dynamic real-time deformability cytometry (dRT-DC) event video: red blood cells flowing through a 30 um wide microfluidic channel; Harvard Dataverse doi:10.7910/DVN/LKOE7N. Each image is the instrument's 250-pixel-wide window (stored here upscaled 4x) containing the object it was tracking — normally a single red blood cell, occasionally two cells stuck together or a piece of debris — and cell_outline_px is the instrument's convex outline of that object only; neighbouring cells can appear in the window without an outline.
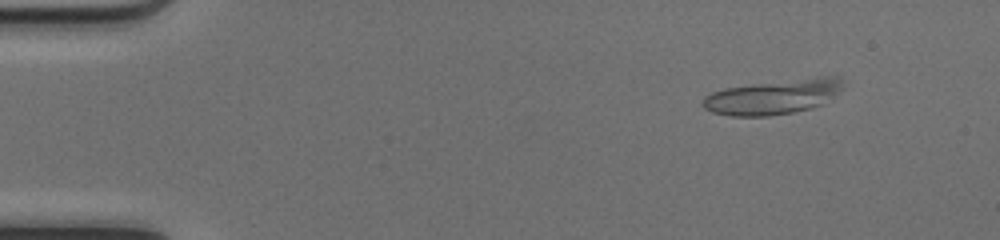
{"species": "common noctule bat (a hibernating species)", "species_latin": "Nyctalus noctula", "temperature_condition": "cold", "stored_images_in_passage": 50, "camera_frame_rate_fps": 3000, "um_per_image_px": 0.085, "animal": {"sex": "female", "body_mass_g": 17.0, "forearm_length_mm": 48.0}, "frame": {"image": 1, "passage_image": 7, "time_ms": 2.0, "image_size_px": [1000, 240], "cell_outline_px": [[840, 88], [836, 92], [820, 104], [812, 108], [792, 112], [768, 116], [732, 116], [712, 112], [704, 108], [700, 104], [704, 96], [712, 92], [724, 88], [824, 76], [836, 76], [840, 80]], "centroid_in_image_um": [65.6, 8.25], "position_along_channel_um": 19.4, "area_um2": 27.57}}
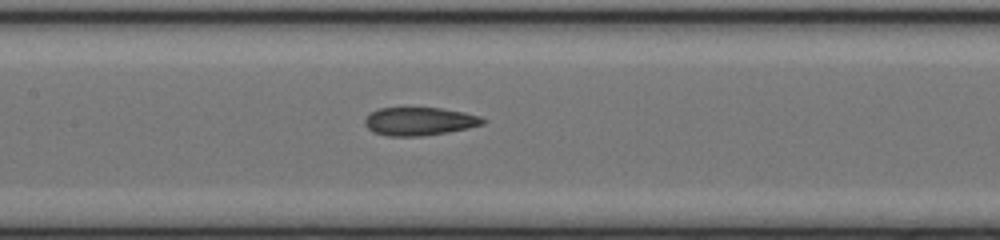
{"frame": {"image": 2, "passage_image": 25, "time_ms": 8.0, "image_size_px": [1000, 240], "cell_outline_px": [[488, 120], [484, 124], [468, 128], [448, 132], [420, 136], [388, 136], [372, 132], [364, 124], [364, 120], [368, 112], [380, 108], [440, 108], [464, 112], [480, 116]], "centroid_in_image_um": [35.64, 10.31], "position_along_channel_um": 171.8, "area_um2": 19.54}}
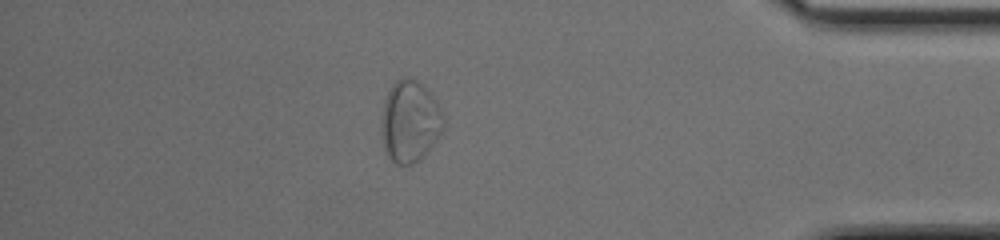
{"frame": {"image": 3, "passage_image": 44, "time_ms": 14.333, "image_size_px": [1000, 240], "cell_outline_px": [[444, 124], [436, 140], [420, 160], [412, 164], [396, 164], [384, 152], [380, 128], [384, 100], [392, 84], [396, 80], [404, 76], [408, 76], [416, 80], [436, 100], [444, 116]], "centroid_in_image_um": [34.81, 10.32], "position_along_channel_um": 400.4, "area_um2": 29.59}, "authors_computed_cell_mechanics": {"area_um2": 20.6057, "velocity_mm_per_s": 4.1876, "shape_relaxation_time_tau1_ms": null, "shape_relaxation_time_tau2_ms": 2.9952, "deformation_change_tau1": null, "deformation_change_tau2": 0.0909}}